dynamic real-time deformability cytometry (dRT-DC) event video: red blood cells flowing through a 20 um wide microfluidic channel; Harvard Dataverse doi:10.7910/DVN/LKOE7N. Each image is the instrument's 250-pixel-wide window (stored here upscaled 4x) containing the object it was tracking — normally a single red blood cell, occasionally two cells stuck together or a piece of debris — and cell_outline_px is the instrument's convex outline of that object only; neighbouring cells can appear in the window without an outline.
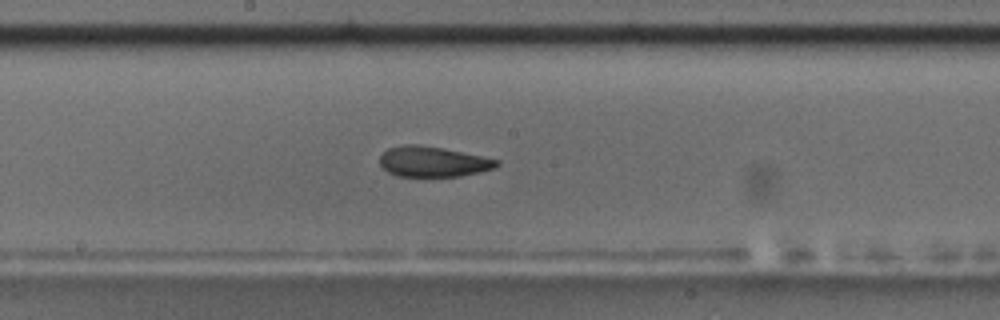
{"species": "common noctule bat (a hibernating species)", "species_latin": "Nyctalus noctula", "temperature_condition": "room temperature", "stored_images_in_passage": 50, "camera_frame_rate_fps": 3000, "um_per_image_px": 0.085, "animal": {"sex": "male", "body_mass_g": 17.5, "forearm_length_mm": 52.3}, "frame": {"image": 1, "passage_image": 29, "time_ms": 9.333, "image_size_px": [1000, 320], "cell_outline_px": [[500, 164], [492, 168], [480, 172], [460, 176], [396, 176], [388, 172], [380, 164], [380, 156], [388, 148], [404, 144], [420, 144], [500, 160]], "centroid_in_image_um": [36.77, 13.74], "position_along_channel_um": 211.4, "area_um2": 20.46}}